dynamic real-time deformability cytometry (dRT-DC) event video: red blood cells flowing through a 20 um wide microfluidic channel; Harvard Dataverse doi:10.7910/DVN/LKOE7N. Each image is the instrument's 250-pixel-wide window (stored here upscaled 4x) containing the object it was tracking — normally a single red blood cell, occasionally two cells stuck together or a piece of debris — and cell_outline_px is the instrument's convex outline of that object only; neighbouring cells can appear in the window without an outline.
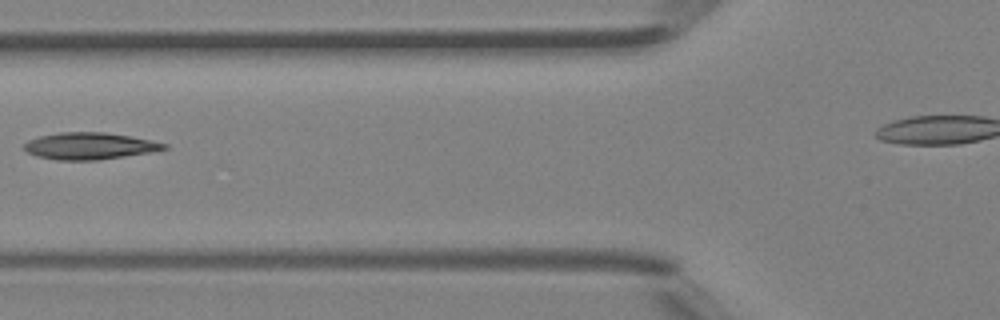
{"species": "Egyptian fruit bat (a non-hibernating species)", "species_latin": "Rousettus aegyptiacus", "temperature_condition": "room temperature", "stored_images_in_passage": 2, "camera_frame_rate_fps": 3000, "um_per_image_px": 0.085, "animal": {"sex": "female"}, "frame": {"image": 1, "passage_image": 2, "time_ms": 0.333, "image_size_px": [1000, 320], "cell_outline_px": [[168, 148], [152, 152], [96, 160], [56, 160], [36, 156], [28, 152], [24, 148], [24, 144], [28, 140], [40, 136], [60, 132], [104, 132], [128, 136], [168, 144]], "centroid_in_image_um": [7.59, 12.41], "position_along_channel_um": 118.2, "area_um2": 21.68}}